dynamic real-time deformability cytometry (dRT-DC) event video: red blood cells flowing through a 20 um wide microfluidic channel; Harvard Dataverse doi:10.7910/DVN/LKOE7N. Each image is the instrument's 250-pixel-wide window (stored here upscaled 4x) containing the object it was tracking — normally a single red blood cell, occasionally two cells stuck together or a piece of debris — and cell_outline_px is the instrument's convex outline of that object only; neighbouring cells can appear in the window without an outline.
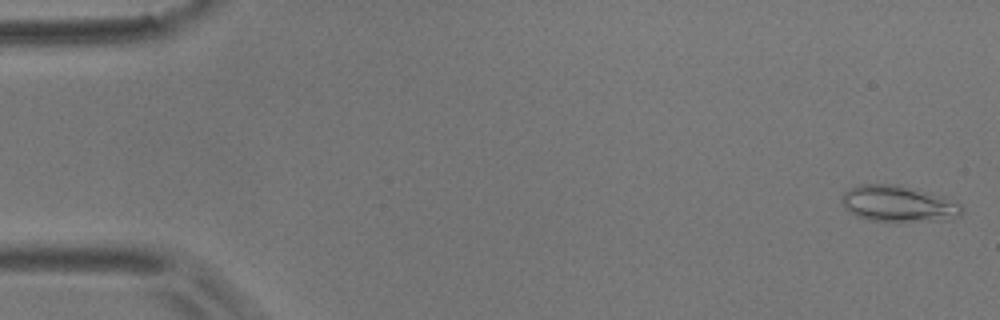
{"species": "common noctule bat (a hibernating species)", "species_latin": "Nyctalus noctula", "temperature_condition": "room temperature", "stored_images_in_passage": 18, "camera_frame_rate_fps": 3000, "um_per_image_px": 0.085, "animal": {"sex": "male", "body_mass_g": 17.9}, "frame": {"image": 1, "passage_image": 1, "time_ms": 0.0, "image_size_px": [1000, 320], "cell_outline_px": [[964, 212], [960, 216], [948, 220], [900, 224], [868, 220], [856, 216], [840, 200], [844, 192], [860, 184], [896, 184], [944, 196], [960, 204], [964, 208]], "centroid_in_image_um": [76.44, 17.37], "position_along_channel_um": 8.6, "area_um2": 26.13}}